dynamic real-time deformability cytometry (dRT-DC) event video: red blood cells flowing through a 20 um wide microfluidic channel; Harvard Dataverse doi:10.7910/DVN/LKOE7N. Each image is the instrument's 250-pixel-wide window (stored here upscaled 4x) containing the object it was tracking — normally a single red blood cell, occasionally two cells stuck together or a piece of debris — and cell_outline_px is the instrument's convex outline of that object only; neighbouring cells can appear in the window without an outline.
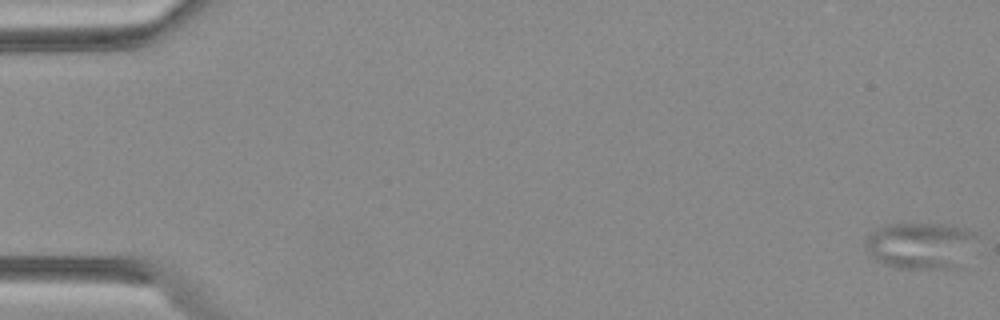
{"species": "Egyptian fruit bat (a non-hibernating species)", "species_latin": "Rousettus aegyptiacus", "temperature_condition": "warm", "stored_images_in_passage": 51, "camera_frame_rate_fps": 3000, "um_per_image_px": 0.085, "animal": {"sex": "female"}, "frame": {"image": 1, "passage_image": 1, "time_ms": 0.0, "image_size_px": [1000, 320], "cell_outline_px": [[976, 236], [960, 268], [896, 268], [884, 264], [876, 260], [868, 252], [868, 236], [872, 232], [888, 224], [952, 224], [976, 232]], "centroid_in_image_um": [78.28, 20.87], "position_along_channel_um": 6.7, "area_um2": 29.82}}
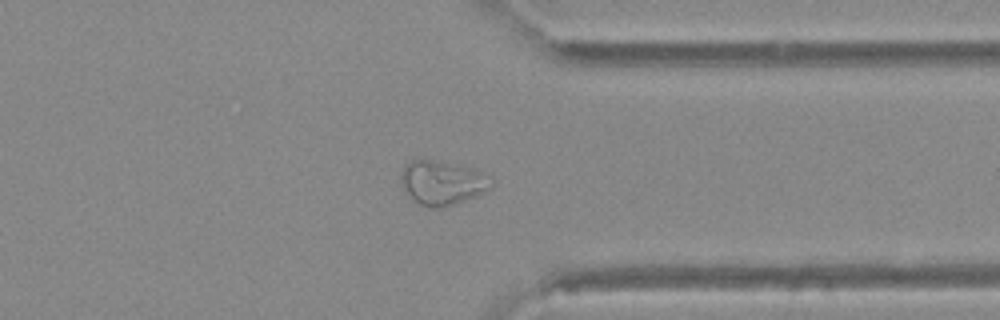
{"frame": {"image": 2, "passage_image": 40, "time_ms": 13.0, "image_size_px": [1000, 320], "cell_outline_px": [[492, 188], [476, 196], [444, 208], [428, 208], [412, 200], [408, 196], [400, 180], [400, 172], [404, 164], [412, 160], [432, 160], [476, 168], [492, 176]], "centroid_in_image_um": [37.61, 15.54], "position_along_channel_um": 373.8, "area_um2": 23.76}}
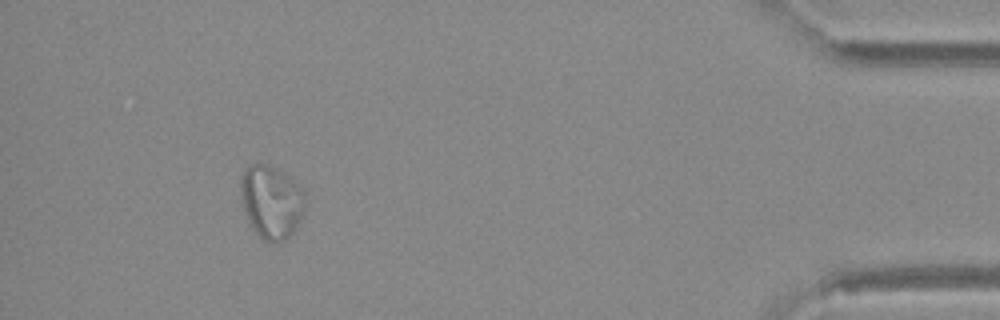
{"frame": {"image": 3, "passage_image": 47, "time_ms": 15.333, "image_size_px": [1000, 320], "cell_outline_px": [[304, 212], [300, 220], [292, 232], [284, 240], [276, 244], [264, 240], [252, 228], [244, 208], [240, 188], [240, 180], [244, 168], [256, 160], [268, 164], [276, 168], [296, 184], [304, 192]], "centroid_in_image_um": [23.03, 17.13], "position_along_channel_um": 412.2, "area_um2": 27.34}}